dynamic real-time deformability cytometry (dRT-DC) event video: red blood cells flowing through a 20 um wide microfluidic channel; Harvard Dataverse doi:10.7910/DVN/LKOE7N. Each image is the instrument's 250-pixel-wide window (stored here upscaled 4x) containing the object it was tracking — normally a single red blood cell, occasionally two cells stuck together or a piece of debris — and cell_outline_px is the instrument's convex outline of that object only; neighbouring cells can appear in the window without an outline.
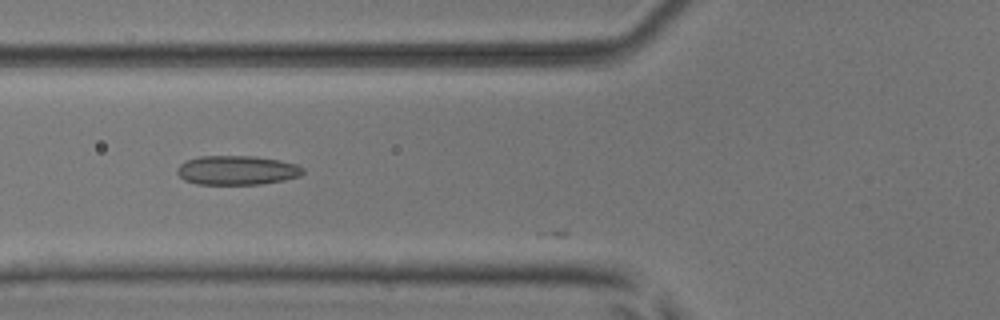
{"species": "common noctule bat (a hibernating species)", "species_latin": "Nyctalus noctula", "temperature_condition": "room temperature", "stored_images_in_passage": 4, "camera_frame_rate_fps": 3000, "um_per_image_px": 0.085, "animal": {"sex": "male", "body_mass_g": 17.9, "forearm_length_mm": 54.2}, "frame": {"image": 1, "passage_image": 3, "time_ms": 0.667, "image_size_px": [1000, 320], "cell_outline_px": [[304, 172], [300, 176], [284, 180], [260, 184], [196, 184], [184, 180], [176, 172], [176, 168], [184, 160], [200, 156], [256, 156], [280, 160], [296, 164], [304, 168]], "centroid_in_image_um": [20.12, 14.46], "position_along_channel_um": 105.7, "area_um2": 21.62}}